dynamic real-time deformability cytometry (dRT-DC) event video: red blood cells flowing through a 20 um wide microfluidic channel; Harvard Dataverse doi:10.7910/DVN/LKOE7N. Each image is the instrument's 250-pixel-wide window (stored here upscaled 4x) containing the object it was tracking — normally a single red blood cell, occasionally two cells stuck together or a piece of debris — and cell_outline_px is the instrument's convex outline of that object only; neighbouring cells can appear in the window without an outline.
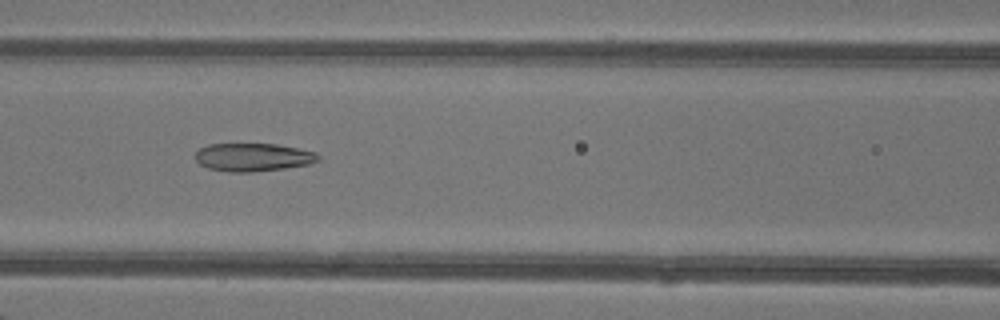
{"species": "common noctule bat (a hibernating species)", "species_latin": "Nyctalus noctula", "temperature_condition": "warm", "stored_images_in_passage": 32, "camera_frame_rate_fps": 3000, "um_per_image_px": 0.085, "animal": {"sex": "female"}, "frame": {"image": 1, "passage_image": 6, "time_ms": 1.667, "image_size_px": [1000, 320], "cell_outline_px": [[320, 160], [308, 164], [284, 168], [252, 172], [228, 172], [208, 168], [200, 164], [196, 160], [196, 152], [200, 148], [208, 144], [276, 144], [316, 152], [320, 156]], "centroid_in_image_um": [21.5, 13.36], "position_along_channel_um": 145.1, "area_um2": 20.06}}
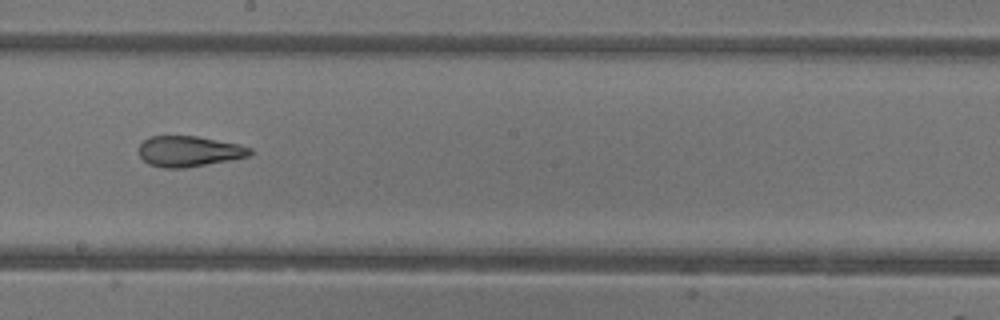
{"frame": {"image": 2, "passage_image": 12, "time_ms": 3.667, "image_size_px": [1000, 320], "cell_outline_px": [[252, 152], [248, 156], [228, 160], [184, 168], [164, 168], [148, 164], [140, 156], [140, 144], [144, 140], [152, 136], [196, 136], [240, 144], [252, 148]], "centroid_in_image_um": [16.07, 12.86], "position_along_channel_um": 232.1, "area_um2": 19.65}}
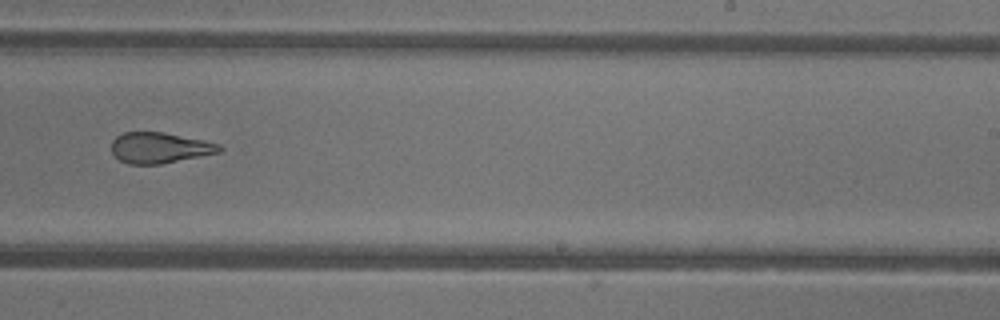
{"frame": {"image": 3, "passage_image": 15, "time_ms": 4.667, "image_size_px": [1000, 320], "cell_outline_px": [[224, 148], [220, 152], [160, 164], [128, 164], [120, 160], [112, 152], [112, 140], [116, 136], [124, 132], [164, 132], [204, 140], [220, 144]], "centroid_in_image_um": [13.58, 12.55], "position_along_channel_um": 275.4, "area_um2": 19.31}, "authors_computed_cell_mechanics": {"area_um2": 21.1837, "velocity_mm_per_s": 4.3522, "shape_relaxation_time_tau1_ms": null, "shape_relaxation_time_tau2_ms": 1.8555, "deformation_change_tau1": null, "deformation_change_tau2": 0.106}}